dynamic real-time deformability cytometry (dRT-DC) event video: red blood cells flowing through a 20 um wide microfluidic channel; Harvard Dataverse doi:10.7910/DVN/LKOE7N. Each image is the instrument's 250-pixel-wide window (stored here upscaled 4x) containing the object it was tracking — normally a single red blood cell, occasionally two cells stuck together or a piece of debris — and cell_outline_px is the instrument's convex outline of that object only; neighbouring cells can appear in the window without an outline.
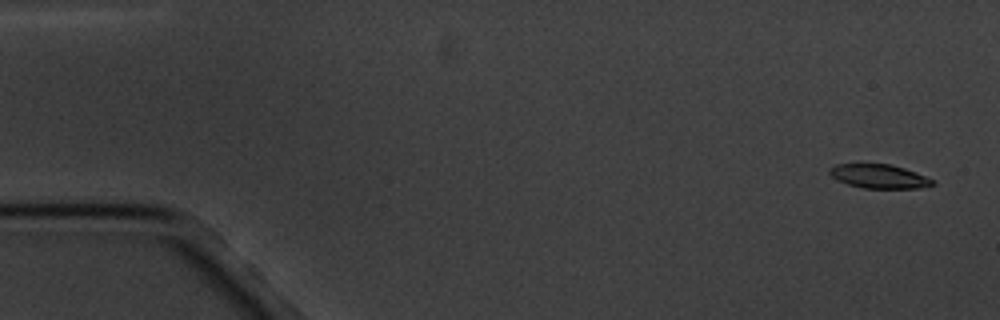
{"species": "common noctule bat (a hibernating species)", "species_latin": "Nyctalus noctula", "temperature_condition": "cold", "stored_images_in_passage": 9, "camera_frame_rate_fps": 3000, "um_per_image_px": 0.085, "animal": {"sex": "male", "body_mass_g": 20.1, "forearm_length_mm": 53.5}, "frame": {"image": 1, "passage_image": 1, "time_ms": 0.0, "image_size_px": [1000, 320], "cell_outline_px": [[936, 184], [920, 188], [864, 188], [848, 184], [836, 180], [828, 172], [828, 168], [836, 164], [888, 164], [904, 168], [936, 180]], "centroid_in_image_um": [74.72, 14.99], "position_along_channel_um": 10.3, "area_um2": 14.39}}
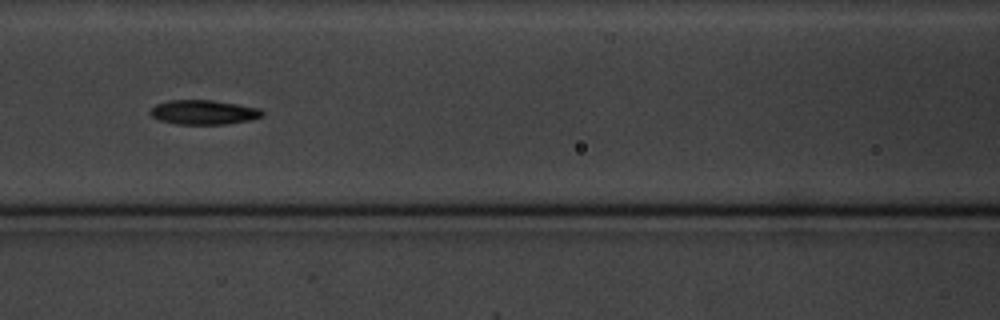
{"frame": {"image": 2, "passage_image": 7, "time_ms": 7.667, "image_size_px": [1000, 320], "cell_outline_px": [[264, 116], [248, 120], [228, 124], [176, 124], [160, 120], [152, 116], [148, 112], [156, 104], [168, 100], [212, 100], [260, 108], [264, 112]], "centroid_in_image_um": [17.31, 9.54], "position_along_channel_um": 149.3, "area_um2": 15.95}}
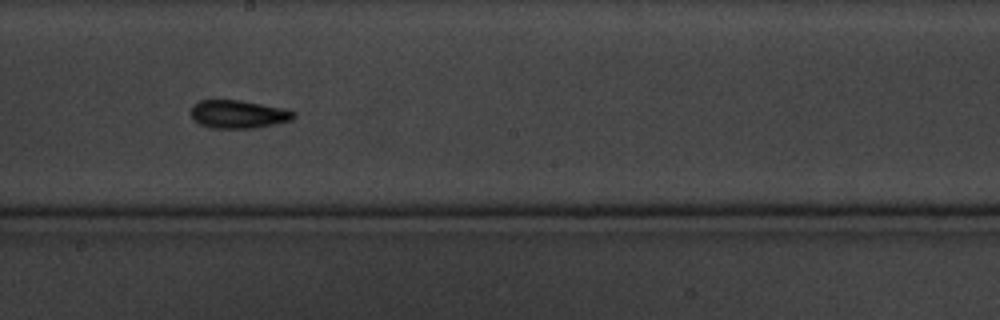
{"frame": {"image": 3, "passage_image": 9, "time_ms": 10.0, "image_size_px": [1000, 320], "cell_outline_px": [[296, 116], [292, 120], [276, 124], [256, 128], [212, 128], [196, 120], [192, 116], [192, 108], [200, 100], [240, 100], [284, 108], [296, 112]], "centroid_in_image_um": [20.35, 9.71], "position_along_channel_um": 227.9, "area_um2": 16.65}}